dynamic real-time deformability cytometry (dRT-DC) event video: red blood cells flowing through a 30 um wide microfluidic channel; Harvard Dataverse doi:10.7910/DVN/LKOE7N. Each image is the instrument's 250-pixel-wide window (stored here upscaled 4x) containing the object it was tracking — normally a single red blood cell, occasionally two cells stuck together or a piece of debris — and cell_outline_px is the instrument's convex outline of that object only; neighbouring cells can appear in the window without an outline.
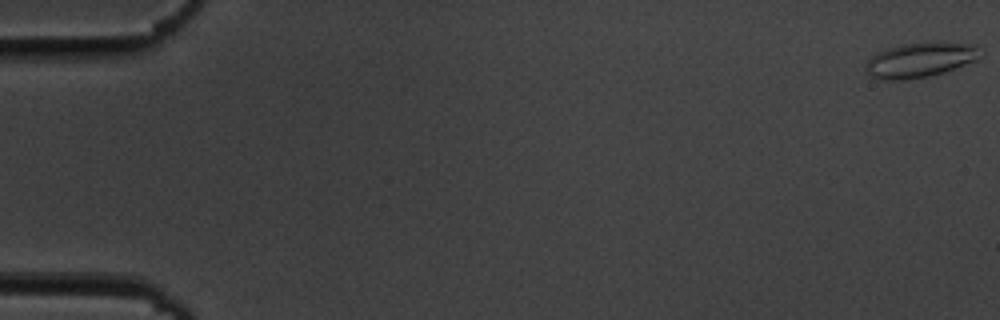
{"species": "common noctule bat (a hibernating species)", "species_latin": "Nyctalus noctula", "temperature_condition": "cold", "stored_images_in_passage": 56, "camera_frame_rate_fps": 3000, "um_per_image_px": 0.085, "animal": {"sex": "male", "body_mass_g": 19.5, "forearm_length_mm": 54.6}, "frame": {"image": 1, "passage_image": 1, "time_ms": 0.0, "image_size_px": [1000, 320], "cell_outline_px": [[976, 60], [944, 72], [928, 76], [908, 80], [876, 80], [868, 76], [864, 72], [864, 68], [868, 60], [872, 56], [888, 48], [904, 44], [976, 44]], "centroid_in_image_um": [78.06, 5.16], "position_along_channel_um": 6.9, "area_um2": 22.48}}
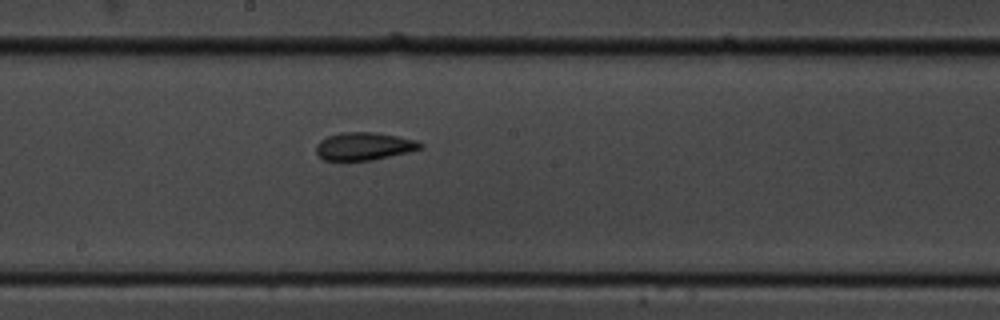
{"frame": {"image": 2, "passage_image": 31, "time_ms": 10.0, "image_size_px": [1000, 320], "cell_outline_px": [[424, 148], [408, 152], [372, 160], [324, 160], [316, 152], [316, 144], [320, 140], [328, 136], [340, 132], [376, 132], [416, 140], [424, 144]], "centroid_in_image_um": [30.96, 12.42], "position_along_channel_um": 217.2, "area_um2": 16.88}}
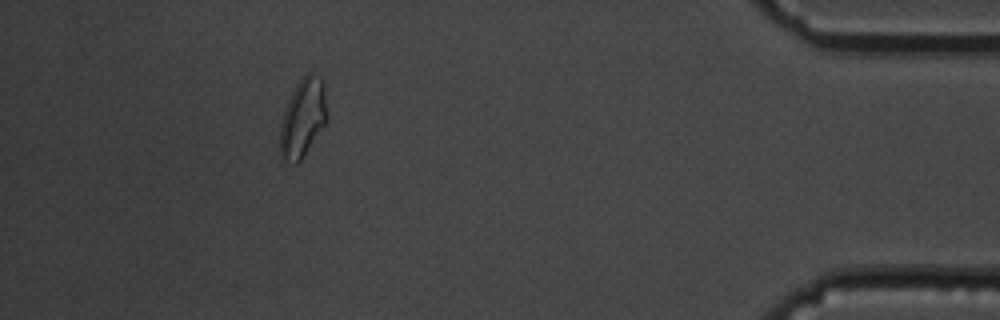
{"frame": {"image": 3, "passage_image": 51, "time_ms": 16.667, "image_size_px": [1000, 320], "cell_outline_px": [[328, 120], [300, 160], [296, 164], [292, 164], [280, 160], [280, 124], [284, 108], [296, 84], [304, 72], [312, 72], [320, 76], [324, 80], [328, 116]], "centroid_in_image_um": [25.75, 9.98], "position_along_channel_um": 409.5, "area_um2": 22.08}, "authors_computed_cell_mechanics": {"area_um2": 17.6868, "velocity_mm_per_s": 3.6512, "shape_relaxation_time_tau1_ms": 9.6152, "shape_relaxation_time_tau2_ms": 2.3222, "deformation_change_tau1": 0.1755, "deformation_change_tau2": 0.0722}}